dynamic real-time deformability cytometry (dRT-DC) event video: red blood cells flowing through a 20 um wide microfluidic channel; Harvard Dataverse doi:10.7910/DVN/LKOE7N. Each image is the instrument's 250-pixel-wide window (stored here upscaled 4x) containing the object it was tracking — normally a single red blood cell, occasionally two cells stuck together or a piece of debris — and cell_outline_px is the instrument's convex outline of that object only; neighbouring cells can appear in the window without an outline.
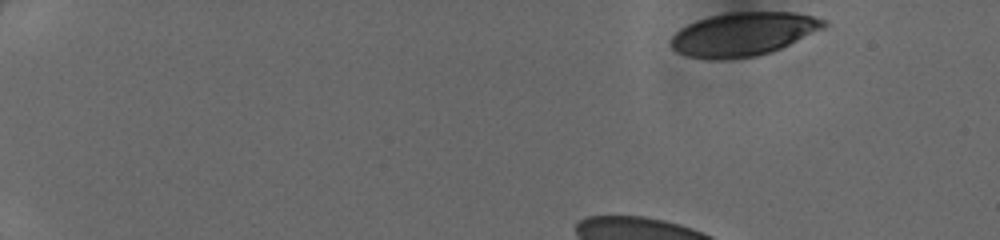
{"species": "human", "species_latin": "Homo sapiens", "temperature_condition": "cold", "stored_images_in_passage": 37, "camera_frame_rate_fps": 3000, "um_per_image_px": 0.085, "donor": {"sex": "female"}, "frame": {"image": 1, "passage_image": 1, "time_ms": 0.0, "image_size_px": [1000, 240], "cell_outline_px": [[828, 24], [824, 28], [772, 52], [756, 56], [720, 60], [716, 60], [688, 56], [676, 52], [672, 48], [672, 36], [680, 28], [696, 20], [728, 12], [792, 12], [812, 16], [824, 20]], "centroid_in_image_um": [63.17, 2.9], "position_along_channel_um": 21.8, "area_um2": 38.61}}
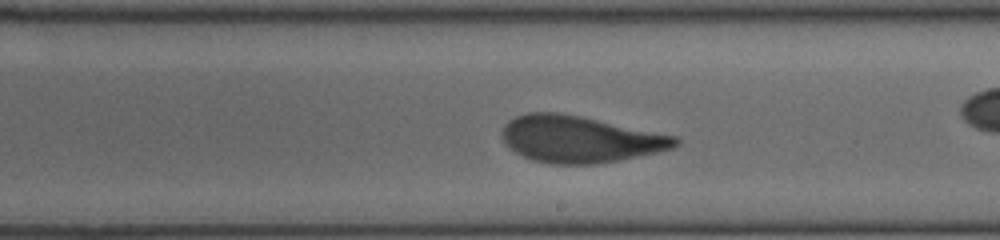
{"frame": {"image": 2, "passage_image": 24, "time_ms": 7.667, "image_size_px": [1000, 240], "cell_outline_px": [[680, 144], [672, 148], [660, 152], [620, 160], [596, 164], [552, 164], [532, 160], [516, 152], [504, 144], [504, 124], [508, 120], [516, 116], [528, 112], [556, 112], [580, 116], [676, 136], [680, 140]], "centroid_in_image_um": [49.3, 11.84], "position_along_channel_um": 239.7, "area_um2": 46.99}}
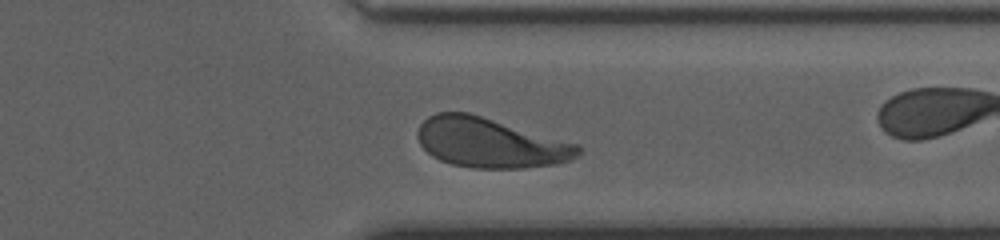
{"frame": {"image": 3, "passage_image": 33, "time_ms": 10.667, "image_size_px": [1000, 240], "cell_outline_px": [[580, 156], [556, 164], [524, 168], [472, 168], [452, 164], [440, 160], [432, 156], [420, 144], [416, 132], [420, 124], [428, 116], [436, 112], [468, 112], [580, 144]], "centroid_in_image_um": [41.67, 12.13], "position_along_channel_um": 369.7, "area_um2": 46.7}}